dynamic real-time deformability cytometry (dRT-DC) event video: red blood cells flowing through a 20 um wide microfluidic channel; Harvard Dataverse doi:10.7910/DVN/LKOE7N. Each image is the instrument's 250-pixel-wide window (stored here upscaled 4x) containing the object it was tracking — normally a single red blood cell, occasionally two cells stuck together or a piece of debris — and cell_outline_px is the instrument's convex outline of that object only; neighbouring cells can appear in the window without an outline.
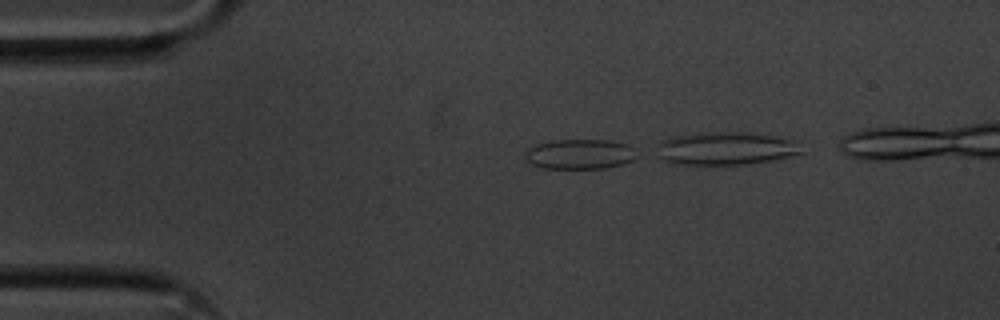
{"species": "common noctule bat (a hibernating species)", "species_latin": "Nyctalus noctula", "temperature_condition": "cold", "stored_images_in_passage": 12, "segment_of_instrument_passage": [1, 2], "camera_frame_rate_fps": 3000, "um_per_image_px": 0.085, "animal": {"sex": "male", "body_mass_g": 20.1, "forearm_length_mm": 53.5}, "frame": {"image": 1, "passage_image": 3, "time_ms": 0.667, "image_size_px": [1000, 320], "cell_outline_px": [[636, 156], [632, 160], [624, 164], [604, 168], [544, 168], [532, 164], [524, 156], [528, 148], [536, 144], [552, 140], [608, 140], [628, 144], [636, 148]], "centroid_in_image_um": [49.31, 13.09], "position_along_channel_um": 35.7, "area_um2": 19.54}}
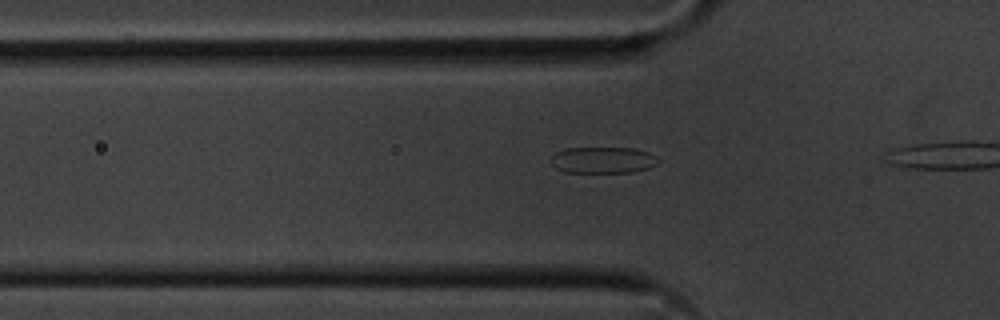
{"frame": {"image": 2, "passage_image": 9, "time_ms": 2.667, "image_size_px": [1000, 320], "cell_outline_px": [[660, 160], [656, 164], [648, 168], [632, 172], [564, 172], [556, 168], [548, 160], [556, 152], [564, 148], [632, 148], [648, 152], [656, 156]], "centroid_in_image_um": [51.22, 13.6], "position_along_channel_um": 74.6, "area_um2": 16.53}}